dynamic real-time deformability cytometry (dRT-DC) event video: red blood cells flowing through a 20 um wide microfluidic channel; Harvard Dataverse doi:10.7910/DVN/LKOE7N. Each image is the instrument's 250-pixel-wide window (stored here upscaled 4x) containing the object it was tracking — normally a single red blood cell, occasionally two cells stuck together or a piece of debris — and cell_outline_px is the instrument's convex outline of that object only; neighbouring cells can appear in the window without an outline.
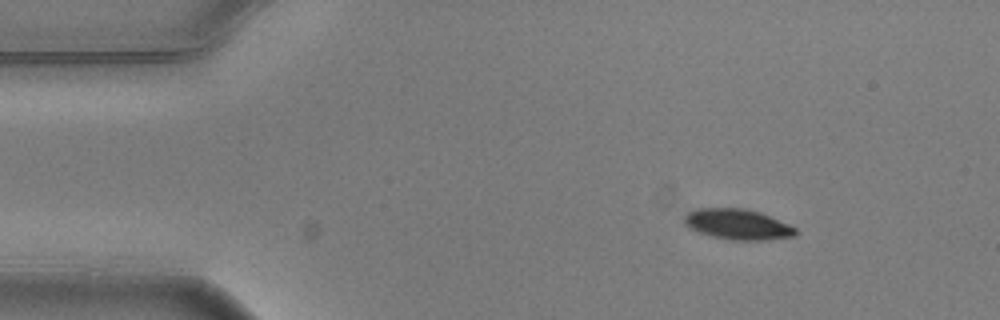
{"species": "common noctule bat (a hibernating species)", "species_latin": "Nyctalus noctula", "temperature_condition": "warm", "stored_images_in_passage": 3, "camera_frame_rate_fps": 3000, "um_per_image_px": 0.085, "animal": {"sex": "male", "body_mass_g": 20.5, "forearm_length_mm": 52.5}, "frame": {"image": 1, "passage_image": 1, "time_ms": 0.0, "image_size_px": [1000, 320], "cell_outline_px": [[796, 236], [760, 240], [732, 240], [712, 236], [700, 232], [684, 224], [684, 216], [688, 212], [696, 208], [744, 208], [760, 212], [788, 224], [796, 228]], "centroid_in_image_um": [62.69, 19.06], "position_along_channel_um": 22.3, "area_um2": 19.59}}